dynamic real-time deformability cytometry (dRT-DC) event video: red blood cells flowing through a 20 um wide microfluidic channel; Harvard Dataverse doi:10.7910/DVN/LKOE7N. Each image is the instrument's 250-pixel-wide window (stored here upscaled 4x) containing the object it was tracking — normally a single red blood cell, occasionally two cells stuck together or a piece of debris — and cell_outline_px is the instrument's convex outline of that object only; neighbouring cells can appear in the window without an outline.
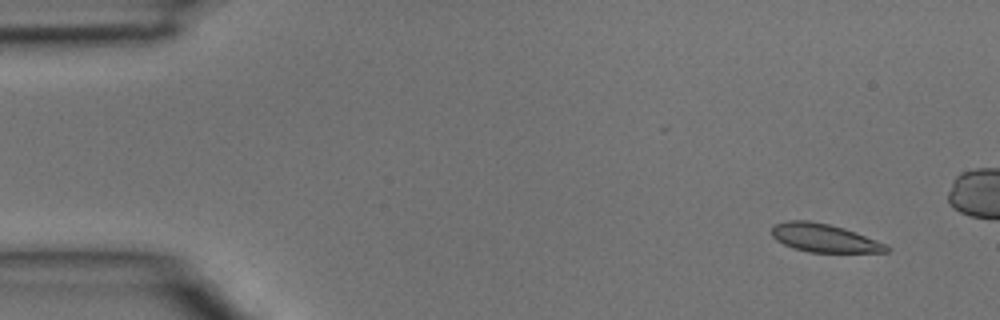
{"species": "common noctule bat (a hibernating species)", "species_latin": "Nyctalus noctula", "temperature_condition": "room temperature", "stored_images_in_passage": 4, "camera_frame_rate_fps": 3000, "um_per_image_px": 0.085, "animal": {"sex": "male", "body_mass_g": 15.6}, "frame": {"image": 1, "passage_image": 1, "time_ms": 0.0, "image_size_px": [1000, 320], "cell_outline_px": [[888, 252], [808, 252], [792, 248], [776, 240], [772, 236], [772, 228], [776, 224], [788, 220], [808, 220], [828, 224], [844, 228], [856, 232], [888, 244]], "centroid_in_image_um": [70.06, 20.23], "position_along_channel_um": 14.9, "area_um2": 18.9}}